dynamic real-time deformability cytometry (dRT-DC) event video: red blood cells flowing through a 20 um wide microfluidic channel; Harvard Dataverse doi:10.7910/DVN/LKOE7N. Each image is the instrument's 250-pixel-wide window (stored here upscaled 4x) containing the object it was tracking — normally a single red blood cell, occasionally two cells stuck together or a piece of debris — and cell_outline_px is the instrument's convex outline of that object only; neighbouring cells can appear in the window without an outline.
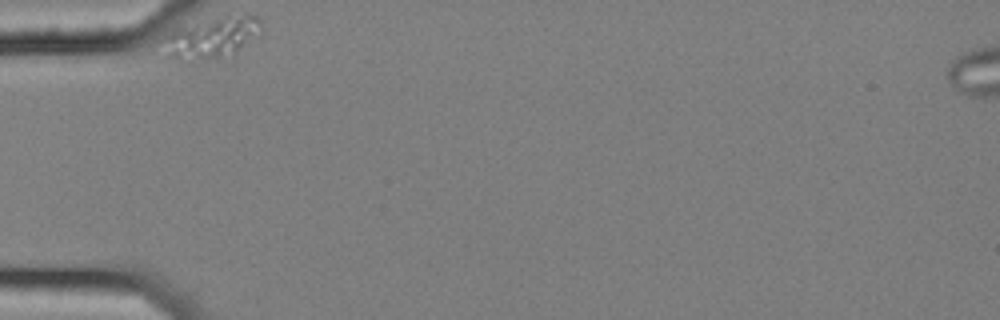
{"species": "common noctule bat (a hibernating species)", "species_latin": "Nyctalus noctula", "temperature_condition": "cold", "stored_images_in_passage": 3, "camera_frame_rate_fps": 3000, "um_per_image_px": 0.085, "animal": {"sex": "female", "body_mass_g": 25.1}, "frame": {"image": 1, "passage_image": 1, "time_ms": 0.0, "image_size_px": [1000, 320], "cell_outline_px": [[264, 24], [232, 56], [192, 64], [188, 64], [176, 60], [168, 56], [164, 36], [176, 28], [228, 12], [252, 12], [260, 16]], "centroid_in_image_um": [18.04, 3.17], "position_along_channel_um": 67.0, "area_um2": 24.74}}
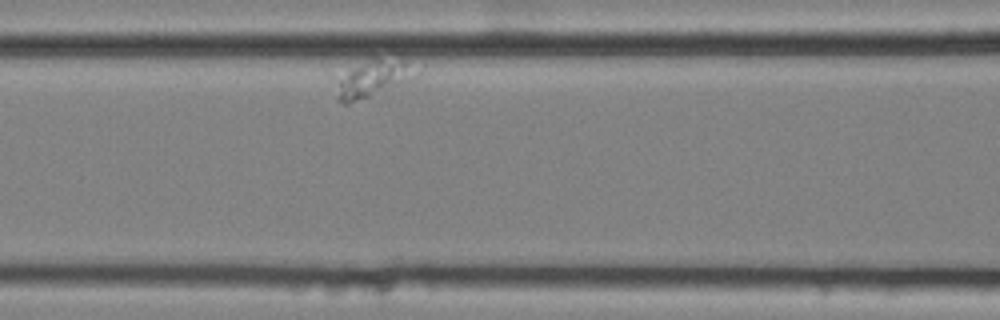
{"frame": {"image": 2, "passage_image": 3, "time_ms": 0.667, "image_size_px": [1000, 320], "cell_outline_px": [[416, 76], [412, 80], [404, 84], [348, 104], [344, 104], [336, 100], [336, 96], [340, 80], [356, 68], [376, 56], [404, 60]], "centroid_in_image_um": [31.75, 6.72], "position_along_channel_um": 134.9, "area_um2": 16.24}}